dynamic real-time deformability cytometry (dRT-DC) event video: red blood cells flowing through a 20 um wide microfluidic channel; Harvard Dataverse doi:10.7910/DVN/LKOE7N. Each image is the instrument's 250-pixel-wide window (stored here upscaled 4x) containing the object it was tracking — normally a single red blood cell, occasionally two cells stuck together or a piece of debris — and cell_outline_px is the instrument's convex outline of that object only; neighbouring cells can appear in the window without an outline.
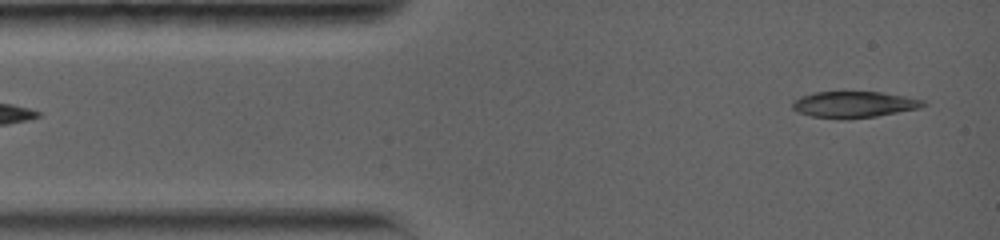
{"species": "common noctule bat (a hibernating species)", "species_latin": "Nyctalus noctula", "temperature_condition": "warm", "stored_images_in_passage": 5, "segment_of_instrument_passage": [2, 2], "camera_frame_rate_fps": 5000, "um_per_image_px": 0.085, "animal": {"sex": "female", "body_mass_g": 19.0, "forearm_length_mm": 56.7}, "frame": {"image": 1, "passage_image": 5, "time_ms": 4.0, "image_size_px": [1000, 240], "cell_outline_px": [[928, 104], [920, 108], [876, 116], [812, 116], [800, 112], [792, 108], [792, 100], [800, 96], [816, 92], [880, 92], [904, 96], [924, 100]], "centroid_in_image_um": [72.62, 8.83], "position_along_channel_um": 12.4, "area_um2": 19.13}}